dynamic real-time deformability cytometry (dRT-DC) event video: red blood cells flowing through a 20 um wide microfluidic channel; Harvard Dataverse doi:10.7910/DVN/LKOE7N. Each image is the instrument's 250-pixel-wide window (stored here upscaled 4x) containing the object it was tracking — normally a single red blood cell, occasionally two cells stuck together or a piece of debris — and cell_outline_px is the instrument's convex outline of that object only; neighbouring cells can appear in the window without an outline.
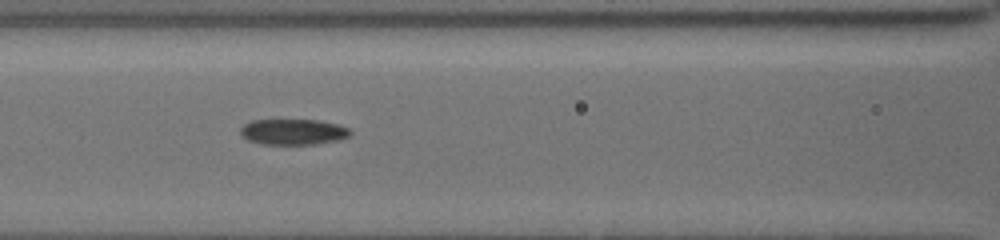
{"species": "common noctule bat (a hibernating species)", "species_latin": "Nyctalus noctula", "temperature_condition": "cold", "stored_images_in_passage": 35, "camera_frame_rate_fps": 3000, "um_per_image_px": 0.085, "animal": {"sex": "female", "body_mass_g": 19.5, "forearm_length_mm": 54.1}, "frame": {"image": 1, "passage_image": 25, "time_ms": 3.667, "image_size_px": [1000, 240], "cell_outline_px": [[352, 132], [348, 136], [336, 140], [312, 144], [264, 144], [248, 140], [240, 132], [240, 128], [244, 124], [252, 120], [316, 120], [336, 124], [348, 128]], "centroid_in_image_um": [24.89, 11.2], "position_along_channel_um": 141.7, "area_um2": 16.18}}
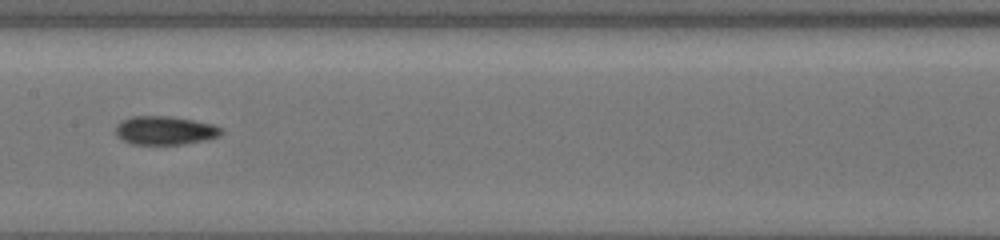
{"frame": {"image": 2, "passage_image": 34, "time_ms": 5.0, "image_size_px": [1000, 240], "cell_outline_px": [[224, 132], [220, 136], [208, 140], [184, 144], [128, 144], [120, 140], [116, 136], [116, 128], [124, 120], [132, 116], [168, 116], [192, 120], [212, 124], [220, 128]], "centroid_in_image_um": [14.03, 11.11], "position_along_channel_um": 193.4, "area_um2": 17.63}}